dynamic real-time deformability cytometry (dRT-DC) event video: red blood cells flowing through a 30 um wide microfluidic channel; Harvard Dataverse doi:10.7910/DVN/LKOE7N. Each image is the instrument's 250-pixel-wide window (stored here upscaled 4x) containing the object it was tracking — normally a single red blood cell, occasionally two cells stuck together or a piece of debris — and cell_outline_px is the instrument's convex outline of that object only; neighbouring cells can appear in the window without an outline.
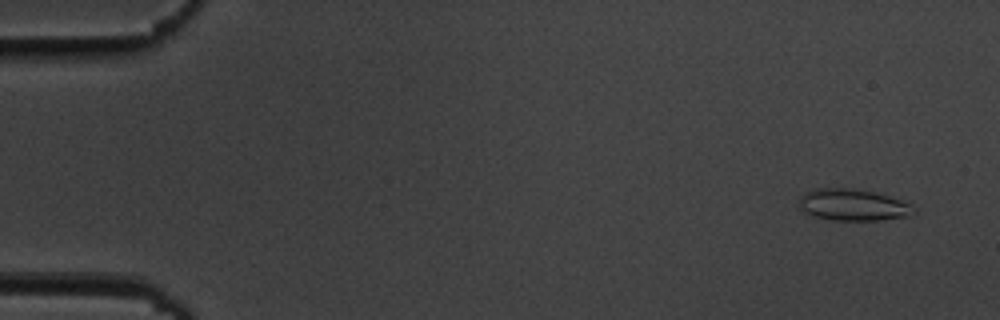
{"species": "common noctule bat (a hibernating species)", "species_latin": "Nyctalus noctula", "temperature_condition": "cold", "stored_images_in_passage": 55, "camera_frame_rate_fps": 3000, "um_per_image_px": 0.085, "animal": {"sex": "male", "body_mass_g": 19.5, "forearm_length_mm": 54.6}, "frame": {"image": 1, "passage_image": 3, "time_ms": 0.667, "image_size_px": [1000, 320], "cell_outline_px": [[916, 212], [908, 216], [880, 220], [832, 220], [816, 216], [804, 212], [800, 204], [800, 196], [804, 192], [816, 188], [856, 188], [888, 196], [912, 204], [916, 208]], "centroid_in_image_um": [72.52, 17.41], "position_along_channel_um": 12.5, "area_um2": 21.1}}
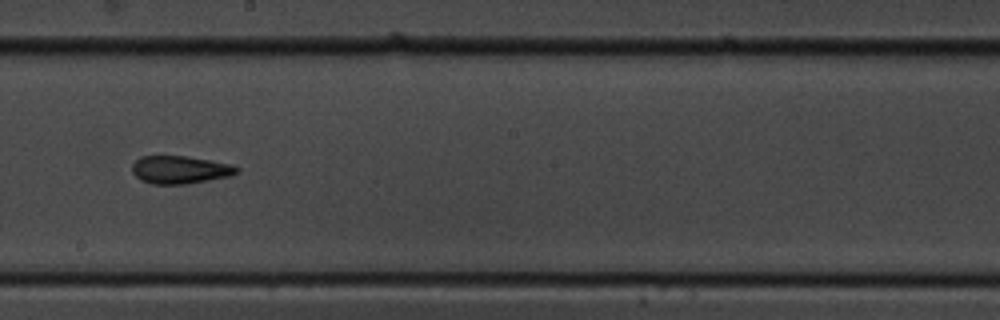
{"frame": {"image": 2, "passage_image": 31, "time_ms": 10.0, "image_size_px": [1000, 320], "cell_outline_px": [[240, 172], [232, 176], [188, 184], [152, 184], [140, 180], [132, 172], [132, 164], [140, 156], [188, 156], [232, 164], [240, 168]], "centroid_in_image_um": [15.34, 14.43], "position_along_channel_um": 232.9, "area_um2": 17.28}}
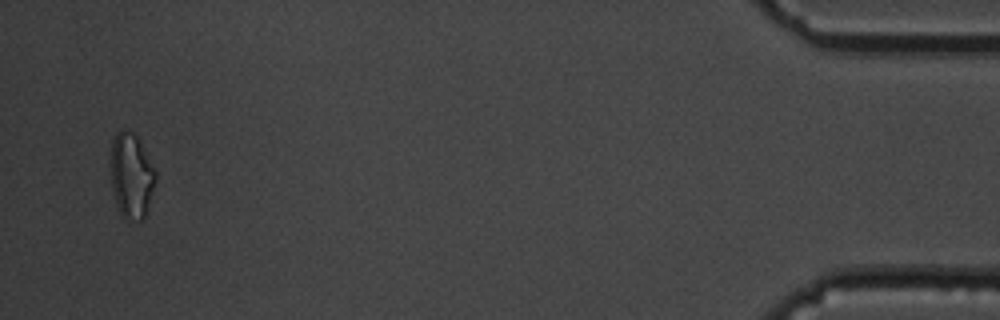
{"frame": {"image": 3, "passage_image": 53, "time_ms": 17.333, "image_size_px": [1000, 320], "cell_outline_px": [[156, 180], [148, 208], [144, 220], [124, 220], [116, 204], [112, 192], [112, 140], [116, 132], [124, 128], [128, 128], [136, 136], [156, 172]], "centroid_in_image_um": [11.17, 14.96], "position_along_channel_um": 424.0, "area_um2": 22.14}, "authors_computed_cell_mechanics": {"area_um2": 17.918, "velocity_mm_per_s": 3.6757, "shape_relaxation_time_tau1_ms": 3.9504, "shape_relaxation_time_tau2_ms": 3.4324, "deformation_change_tau1": 0.1034, "deformation_change_tau2": 0.1121}}